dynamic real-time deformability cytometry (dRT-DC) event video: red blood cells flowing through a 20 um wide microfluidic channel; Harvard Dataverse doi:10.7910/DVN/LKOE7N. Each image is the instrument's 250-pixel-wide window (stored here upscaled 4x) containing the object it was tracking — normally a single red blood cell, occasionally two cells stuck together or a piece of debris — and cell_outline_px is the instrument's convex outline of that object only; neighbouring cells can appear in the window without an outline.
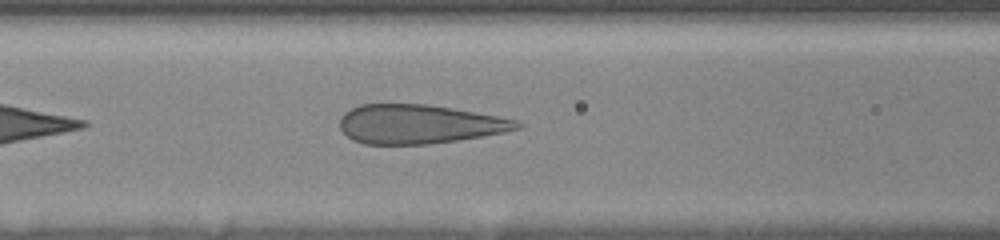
{"species": "human", "species_latin": "Homo sapiens", "temperature_condition": "room temperature", "stored_images_in_passage": 61, "camera_frame_rate_fps": 3000, "um_per_image_px": 0.085, "donor": {"sex": "female"}, "frame": {"image": 1, "passage_image": 14, "time_ms": 2.667, "image_size_px": [1000, 240], "cell_outline_px": [[524, 124], [520, 128], [504, 132], [484, 136], [460, 140], [428, 144], [364, 144], [352, 140], [340, 128], [340, 116], [344, 112], [360, 104], [428, 104], [496, 116], [516, 120]], "centroid_in_image_um": [35.6, 10.55], "position_along_channel_um": 131.0, "area_um2": 40.29}}
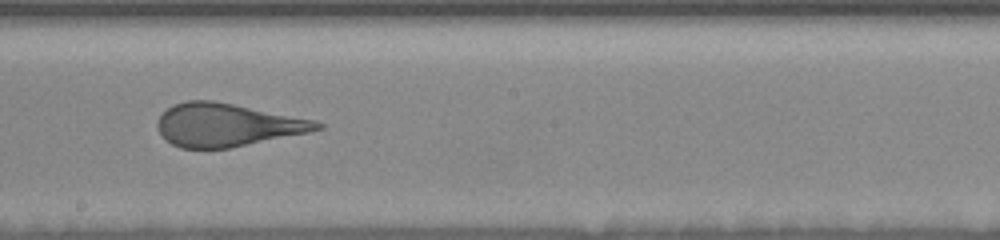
{"frame": {"image": 2, "passage_image": 27, "time_ms": 5.333, "image_size_px": [1000, 240], "cell_outline_px": [[324, 128], [308, 132], [228, 148], [180, 148], [172, 144], [160, 132], [156, 124], [160, 116], [168, 108], [176, 104], [188, 100], [212, 100], [316, 120], [324, 124]], "centroid_in_image_um": [19.31, 10.61], "position_along_channel_um": 228.9, "area_um2": 39.42}}
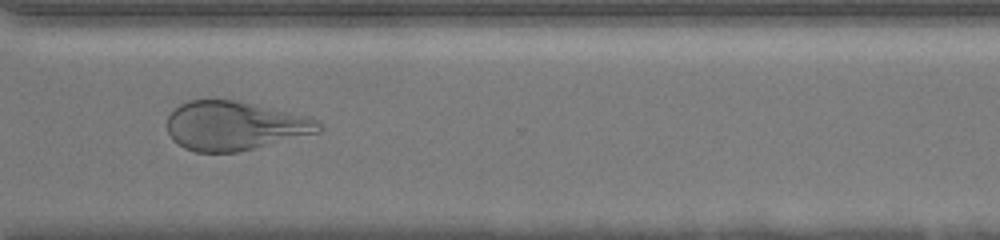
{"frame": {"image": 3, "passage_image": 44, "time_ms": 8.667, "image_size_px": [1000, 240], "cell_outline_px": [[324, 128], [320, 132], [240, 152], [196, 152], [184, 148], [172, 140], [168, 132], [168, 116], [180, 104], [188, 100], [208, 96], [236, 100], [308, 116], [320, 120]], "centroid_in_image_um": [19.95, 10.66], "position_along_channel_um": 350.7, "area_um2": 44.16}, "authors_computed_cell_mechanics": {"area_um2": 41.905, "velocity_mm_per_s": 3.6746, "shape_relaxation_time_tau1_ms": 7.3271, "shape_relaxation_time_tau2_ms": null, "deformation_change_tau1": 0.1899, "deformation_change_tau2": null}}